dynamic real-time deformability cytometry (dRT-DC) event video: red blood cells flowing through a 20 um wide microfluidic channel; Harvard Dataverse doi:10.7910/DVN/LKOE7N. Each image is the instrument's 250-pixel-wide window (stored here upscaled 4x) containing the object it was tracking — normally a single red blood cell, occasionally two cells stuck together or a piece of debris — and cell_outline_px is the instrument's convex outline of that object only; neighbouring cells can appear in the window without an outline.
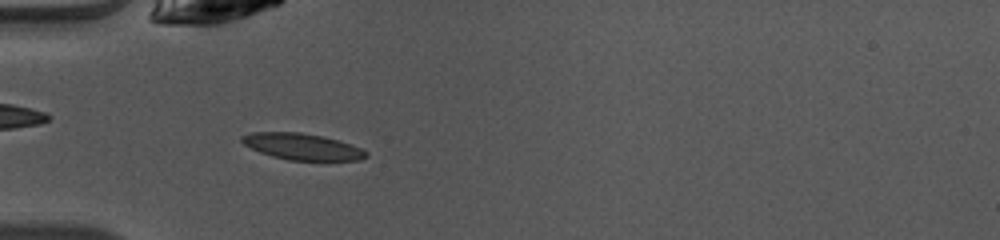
{"species": "common noctule bat (a hibernating species)", "species_latin": "Nyctalus noctula", "temperature_condition": "warm", "stored_images_in_passage": 37, "camera_frame_rate_fps": 3000, "um_per_image_px": 0.085, "animal": {"sex": "female", "body_mass_g": 10.0, "forearm_length_mm": 53.1}, "frame": {"image": 1, "passage_image": 3, "time_ms": 0.667, "image_size_px": [1000, 240], "cell_outline_px": [[368, 156], [360, 160], [288, 160], [272, 156], [260, 152], [244, 144], [240, 140], [240, 136], [252, 132], [300, 132], [324, 136], [352, 144], [368, 152]], "centroid_in_image_um": [25.7, 12.45], "position_along_channel_um": 59.3, "area_um2": 19.13}}
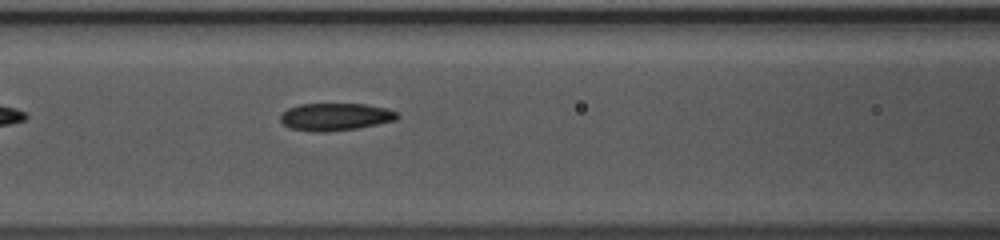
{"frame": {"image": 2, "passage_image": 9, "time_ms": 2.667, "image_size_px": [1000, 240], "cell_outline_px": [[400, 116], [396, 120], [356, 128], [324, 132], [316, 132], [292, 128], [284, 124], [280, 120], [280, 116], [288, 108], [300, 104], [364, 104], [384, 108], [396, 112]], "centroid_in_image_um": [28.5, 9.92], "position_along_channel_um": 138.1, "area_um2": 18.38}}
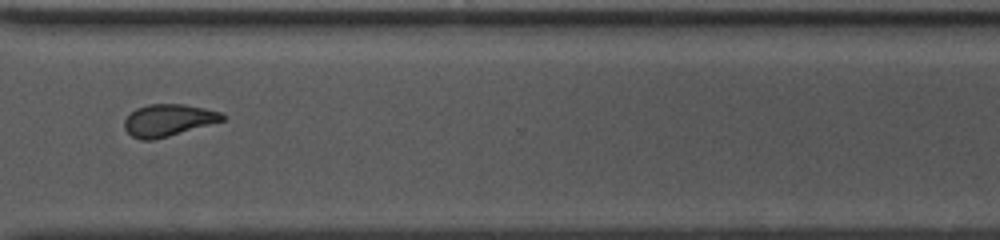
{"frame": {"image": 3, "passage_image": 25, "time_ms": 8.0, "image_size_px": [1000, 240], "cell_outline_px": [[224, 120], [168, 136], [152, 140], [140, 140], [132, 136], [124, 128], [124, 120], [136, 108], [148, 104], [184, 104], [204, 108], [220, 112], [224, 116]], "centroid_in_image_um": [14.27, 10.21], "position_along_channel_um": 356.3, "area_um2": 18.03}, "authors_computed_cell_mechanics": {"area_um2": 18.2648, "velocity_mm_per_s": 4.0965, "shape_relaxation_time_tau1_ms": 4.7168, "shape_relaxation_time_tau2_ms": 3.401, "deformation_change_tau1": 0.1674, "deformation_change_tau2": 0.0714}}